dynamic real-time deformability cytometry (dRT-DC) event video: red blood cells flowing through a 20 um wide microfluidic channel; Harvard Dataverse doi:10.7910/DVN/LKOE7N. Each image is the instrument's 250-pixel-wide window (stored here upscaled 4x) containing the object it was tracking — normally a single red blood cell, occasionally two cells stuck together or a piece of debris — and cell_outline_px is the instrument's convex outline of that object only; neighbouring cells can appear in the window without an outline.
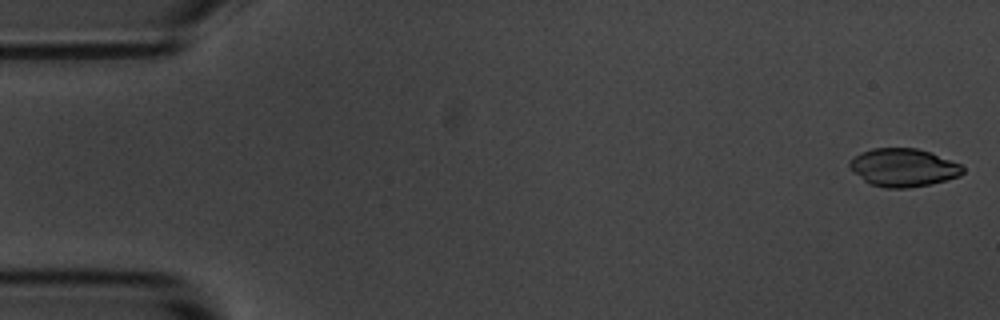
{"species": "common noctule bat (a hibernating species)", "species_latin": "Nyctalus noctula", "temperature_condition": "room temperature", "stored_images_in_passage": 55, "camera_frame_rate_fps": 3000, "um_per_image_px": 0.085, "animal": {"sex": "male", "body_mass_g": 20.1, "forearm_length_mm": 53.5}, "frame": {"image": 1, "passage_image": 1, "time_ms": 0.0, "image_size_px": [1000, 320], "cell_outline_px": [[964, 172], [960, 176], [928, 184], [908, 188], [884, 188], [872, 184], [864, 180], [848, 164], [848, 160], [860, 152], [872, 148], [916, 148], [932, 152], [960, 164], [964, 168]], "centroid_in_image_um": [76.79, 14.22], "position_along_channel_um": 8.2, "area_um2": 24.97}}
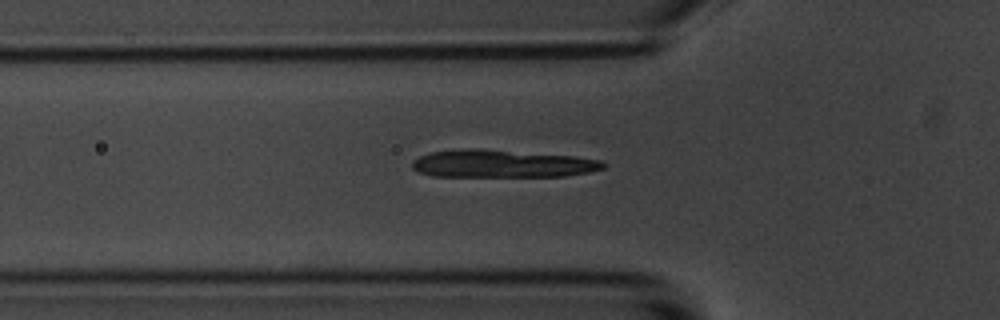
{"frame": {"image": 2, "passage_image": 18, "time_ms": 5.667, "image_size_px": [1000, 320], "cell_outline_px": [[608, 164], [604, 168], [588, 172], [564, 176], [432, 176], [420, 172], [412, 168], [412, 160], [428, 152], [460, 148], [484, 148], [576, 156], [600, 160]], "centroid_in_image_um": [42.66, 13.89], "position_along_channel_um": 83.1, "area_um2": 31.21}}
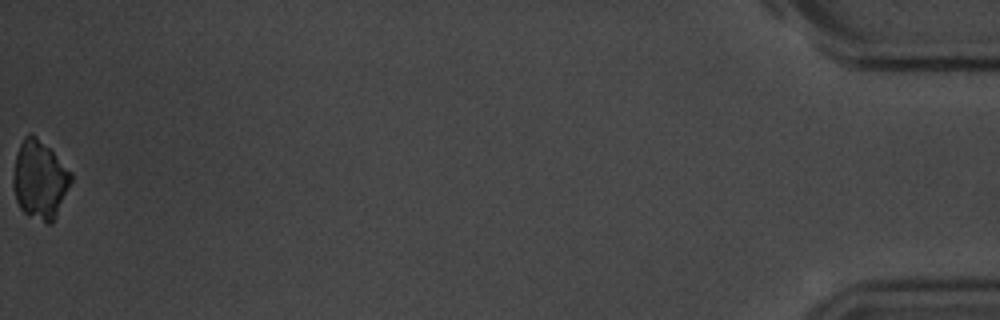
{"frame": {"image": 3, "passage_image": 55, "time_ms": 18.0, "image_size_px": [1000, 320], "cell_outline_px": [[72, 180], [56, 216], [52, 224], [48, 224], [28, 216], [20, 208], [16, 200], [12, 184], [12, 176], [16, 156], [20, 144], [24, 136], [28, 132], [32, 132], [72, 172]], "centroid_in_image_um": [3.36, 15.29], "position_along_channel_um": 431.8, "area_um2": 26.41}, "authors_computed_cell_mechanics": {"area_um2": 29.0734, "velocity_mm_per_s": 3.6288, "shape_relaxation_time_tau1_ms": 3.0406, "shape_relaxation_time_tau2_ms": null, "deformation_change_tau1": 0.1132, "deformation_change_tau2": null}}